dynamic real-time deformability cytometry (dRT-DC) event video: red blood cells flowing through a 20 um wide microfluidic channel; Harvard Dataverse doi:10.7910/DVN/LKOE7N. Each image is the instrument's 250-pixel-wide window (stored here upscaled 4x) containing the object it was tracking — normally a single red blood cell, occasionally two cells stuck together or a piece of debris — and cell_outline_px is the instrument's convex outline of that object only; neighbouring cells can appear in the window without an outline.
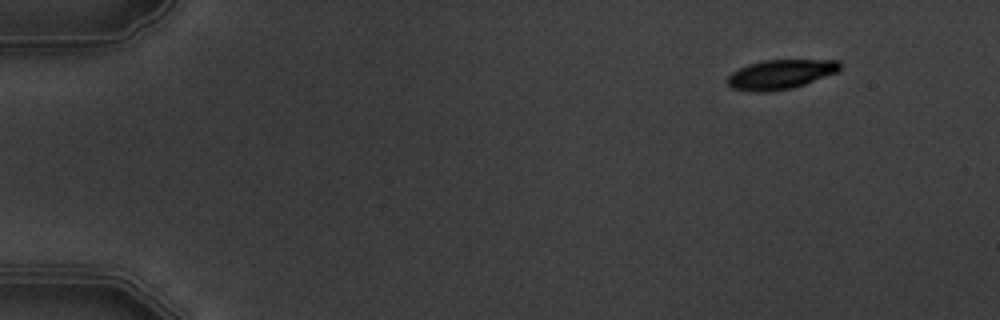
{"species": "common noctule bat (a hibernating species)", "species_latin": "Nyctalus noctula", "temperature_condition": "warm", "stored_images_in_passage": 4, "camera_frame_rate_fps": 3000, "um_per_image_px": 0.085, "animal": {"sex": "male", "body_mass_g": 19.5, "forearm_length_mm": 54.6}, "frame": {"image": 1, "passage_image": 1, "time_ms": 0.0, "image_size_px": [1000, 320], "cell_outline_px": [[840, 68], [836, 72], [804, 84], [792, 88], [768, 92], [752, 92], [732, 88], [724, 80], [732, 72], [748, 64], [764, 60], [840, 60]], "centroid_in_image_um": [66.29, 6.32], "position_along_channel_um": 18.7, "area_um2": 19.25}}
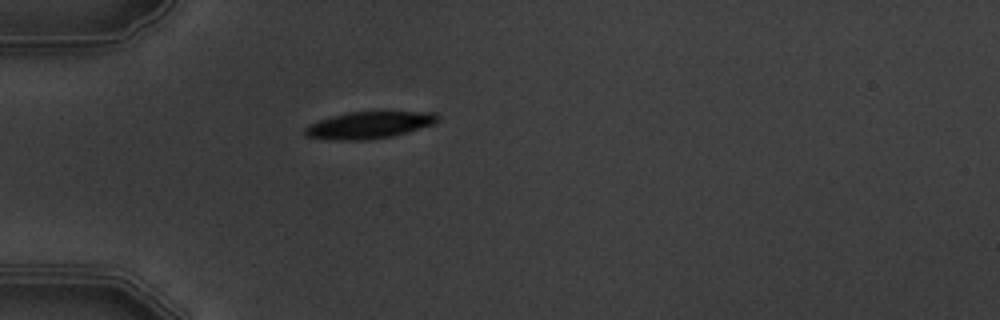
{"frame": {"image": 2, "passage_image": 4, "time_ms": 3.667, "image_size_px": [1000, 320], "cell_outline_px": [[440, 116], [432, 124], [392, 136], [364, 140], [340, 140], [304, 136], [304, 128], [308, 124], [332, 116], [348, 112], [436, 112]], "centroid_in_image_um": [31.33, 10.62], "position_along_channel_um": 53.7, "area_um2": 20.46}}